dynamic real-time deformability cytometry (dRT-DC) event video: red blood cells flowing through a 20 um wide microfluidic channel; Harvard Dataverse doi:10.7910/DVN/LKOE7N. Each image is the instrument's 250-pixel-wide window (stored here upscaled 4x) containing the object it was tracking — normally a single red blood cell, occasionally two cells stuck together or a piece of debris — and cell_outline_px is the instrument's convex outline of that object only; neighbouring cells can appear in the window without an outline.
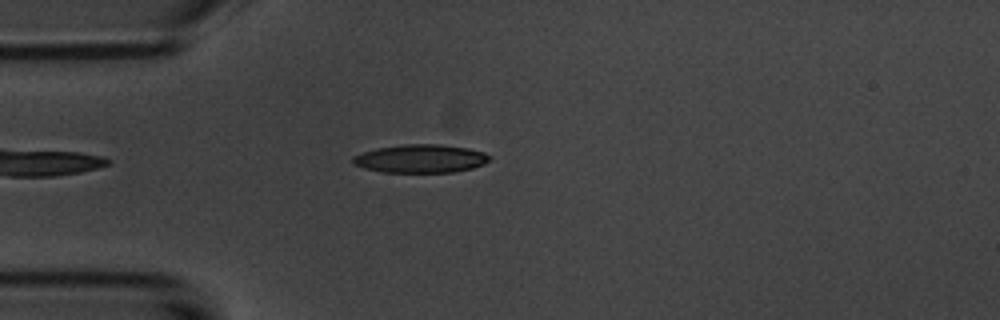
{"species": "common noctule bat (a hibernating species)", "species_latin": "Nyctalus noctula", "temperature_condition": "room temperature", "stored_images_in_passage": 2, "camera_frame_rate_fps": 3000, "um_per_image_px": 0.085, "animal": {"sex": "male", "body_mass_g": 20.1, "forearm_length_mm": 53.5}, "frame": {"image": 1, "passage_image": 2, "time_ms": 1.0, "image_size_px": [1000, 320], "cell_outline_px": [[492, 160], [484, 164], [472, 168], [452, 172], [380, 172], [364, 168], [352, 164], [352, 156], [376, 148], [404, 144], [440, 144], [468, 148], [484, 152], [492, 156]], "centroid_in_image_um": [35.77, 13.48], "position_along_channel_um": 49.2, "area_um2": 22.72}}